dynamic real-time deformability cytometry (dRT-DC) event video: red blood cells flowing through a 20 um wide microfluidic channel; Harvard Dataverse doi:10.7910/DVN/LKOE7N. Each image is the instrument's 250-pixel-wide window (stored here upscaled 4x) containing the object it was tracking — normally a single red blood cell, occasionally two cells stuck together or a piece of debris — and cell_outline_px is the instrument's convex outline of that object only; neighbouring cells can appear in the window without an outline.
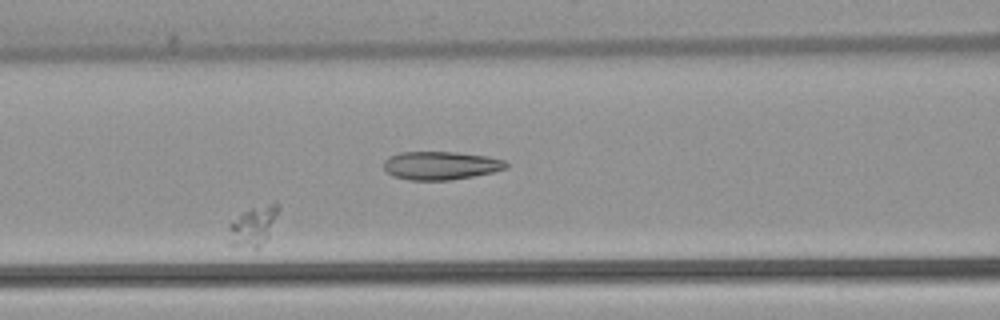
{"species": "common noctule bat (a hibernating species)", "species_latin": "Nyctalus noctula", "temperature_condition": "warm", "stored_images_in_passage": 53, "segment_of_instrument_passage": [1, 2], "camera_frame_rate_fps": 3000, "um_per_image_px": 0.085, "animal": {"sex": "female", "body_mass_g": 22.7, "forearm_length_mm": 54.2}, "frame": {"image": 1, "passage_image": 22, "time_ms": 7.0, "image_size_px": [1000, 320], "cell_outline_px": [[280, 208], [268, 236], [256, 248], [252, 248], [228, 244], [228, 224], [248, 208], [276, 200], [280, 204]], "centroid_in_image_um": [21.52, 19.14], "position_along_channel_um": 145.1, "area_um2": 11.73}}
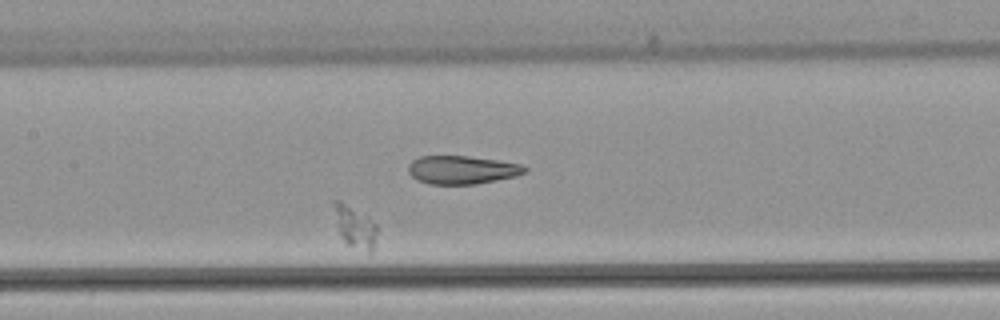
{"frame": {"image": 2, "passage_image": 25, "time_ms": 8.0, "image_size_px": [1000, 320], "cell_outline_px": [[376, 232], [372, 252], [368, 252], [348, 244], [340, 236], [336, 224], [332, 204], [332, 200], [340, 200], [368, 216], [376, 224]], "centroid_in_image_um": [30.13, 19.23], "position_along_channel_um": 177.3, "area_um2": 10.46}}